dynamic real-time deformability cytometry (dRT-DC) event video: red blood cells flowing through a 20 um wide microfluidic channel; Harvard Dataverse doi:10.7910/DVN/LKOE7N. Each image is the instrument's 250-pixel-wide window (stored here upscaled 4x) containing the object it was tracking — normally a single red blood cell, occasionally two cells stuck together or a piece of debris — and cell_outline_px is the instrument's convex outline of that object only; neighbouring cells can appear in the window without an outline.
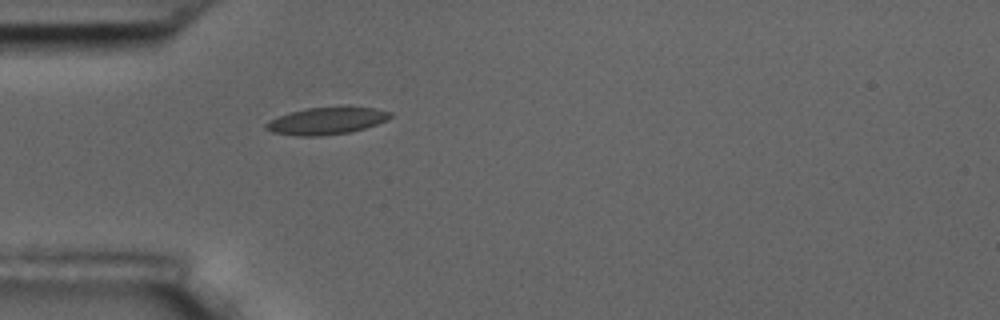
{"species": "common noctule bat (a hibernating species)", "species_latin": "Nyctalus noctula", "temperature_condition": "room temperature", "stored_images_in_passage": 1, "camera_frame_rate_fps": 3000, "um_per_image_px": 0.085, "animal": {"sex": "male", "body_mass_g": 17.5, "forearm_length_mm": 52.3}, "frame": {"image": 1, "passage_image": 1, "time_ms": 0.0, "image_size_px": [1000, 320], "cell_outline_px": [[392, 116], [388, 120], [352, 132], [320, 136], [296, 136], [272, 132], [264, 128], [264, 124], [268, 120], [292, 112], [308, 108], [344, 104], [372, 108], [392, 112]], "centroid_in_image_um": [27.79, 10.24], "position_along_channel_um": 57.2, "area_um2": 20.23}}